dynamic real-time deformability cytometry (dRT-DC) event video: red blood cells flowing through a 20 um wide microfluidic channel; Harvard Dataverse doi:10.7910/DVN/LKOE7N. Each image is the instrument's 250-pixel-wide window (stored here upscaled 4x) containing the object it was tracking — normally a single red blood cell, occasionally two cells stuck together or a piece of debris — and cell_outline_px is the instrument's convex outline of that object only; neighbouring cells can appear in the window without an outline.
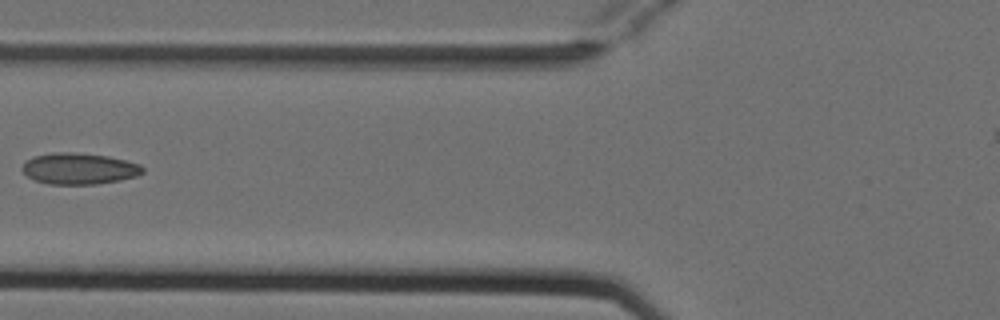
{"species": "Egyptian fruit bat (a non-hibernating species)", "species_latin": "Rousettus aegyptiacus", "temperature_condition": "cold", "stored_images_in_passage": 5, "camera_frame_rate_fps": 3000, "um_per_image_px": 0.085, "animal": {"sex": "female"}, "frame": {"image": 1, "passage_image": 5, "time_ms": 1.333, "image_size_px": [1000, 320], "cell_outline_px": [[144, 172], [136, 176], [120, 180], [96, 184], [48, 184], [36, 180], [28, 176], [20, 168], [28, 160], [36, 156], [56, 152], [72, 152], [108, 156], [140, 164], [144, 168]], "centroid_in_image_um": [6.75, 14.34], "position_along_channel_um": 119.0, "area_um2": 21.73}}